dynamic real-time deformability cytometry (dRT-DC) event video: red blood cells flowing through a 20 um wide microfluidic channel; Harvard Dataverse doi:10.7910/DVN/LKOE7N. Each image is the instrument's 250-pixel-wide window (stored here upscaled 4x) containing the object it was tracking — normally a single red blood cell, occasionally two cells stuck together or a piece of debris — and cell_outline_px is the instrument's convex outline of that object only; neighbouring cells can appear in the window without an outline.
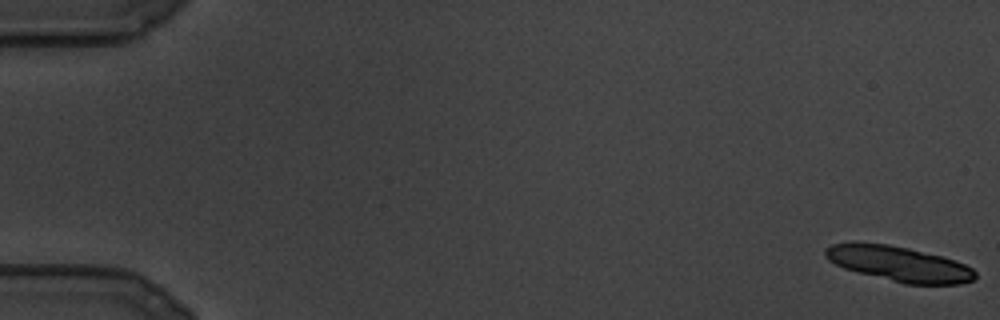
{"species": "common noctule bat (a hibernating species)", "species_latin": "Nyctalus noctula", "temperature_condition": "cold", "stored_images_in_passage": 32, "camera_frame_rate_fps": 3000, "um_per_image_px": 0.085, "animal": {"sex": "male", "body_mass_g": 19.5, "forearm_length_mm": 54.6}, "frame": {"image": 1, "passage_image": 1, "time_ms": 0.0, "image_size_px": [1000, 320], "cell_outline_px": [[976, 276], [972, 280], [960, 284], [904, 284], [856, 272], [844, 268], [828, 260], [824, 256], [824, 248], [832, 244], [852, 240], [856, 240], [888, 244], [908, 248], [940, 256], [964, 264], [972, 268], [976, 272]], "centroid_in_image_um": [76.31, 22.4], "position_along_channel_um": 8.7, "area_um2": 31.04}}